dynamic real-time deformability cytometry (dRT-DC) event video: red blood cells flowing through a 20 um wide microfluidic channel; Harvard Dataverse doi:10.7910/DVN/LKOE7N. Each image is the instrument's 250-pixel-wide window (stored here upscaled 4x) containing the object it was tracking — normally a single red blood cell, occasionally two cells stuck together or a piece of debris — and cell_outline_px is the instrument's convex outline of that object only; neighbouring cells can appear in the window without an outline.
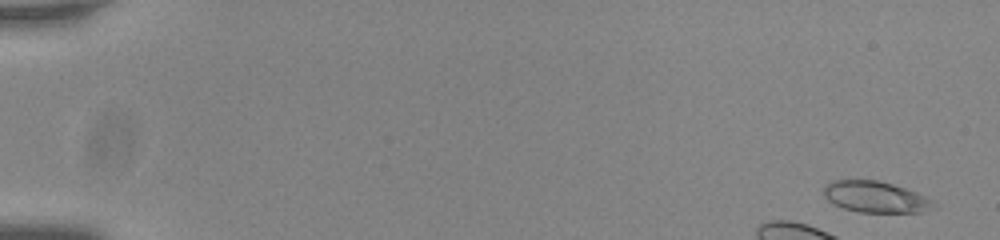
{"species": "common noctule bat (a hibernating species)", "species_latin": "Nyctalus noctula", "temperature_condition": "room temperature", "stored_images_in_passage": 18, "camera_frame_rate_fps": 3000, "um_per_image_px": 0.085, "animal": {"sex": "male", "body_mass_g": 20.0, "forearm_length_mm": 53.3}, "frame": {"image": 1, "passage_image": 3, "time_ms": 0.667, "image_size_px": [1000, 240], "cell_outline_px": [[936, 208], [924, 212], [860, 212], [844, 208], [832, 204], [824, 196], [824, 188], [832, 180], [876, 180], [892, 184], [916, 192], [932, 200]], "centroid_in_image_um": [74.42, 16.75], "position_along_channel_um": 10.6, "area_um2": 19.88}}